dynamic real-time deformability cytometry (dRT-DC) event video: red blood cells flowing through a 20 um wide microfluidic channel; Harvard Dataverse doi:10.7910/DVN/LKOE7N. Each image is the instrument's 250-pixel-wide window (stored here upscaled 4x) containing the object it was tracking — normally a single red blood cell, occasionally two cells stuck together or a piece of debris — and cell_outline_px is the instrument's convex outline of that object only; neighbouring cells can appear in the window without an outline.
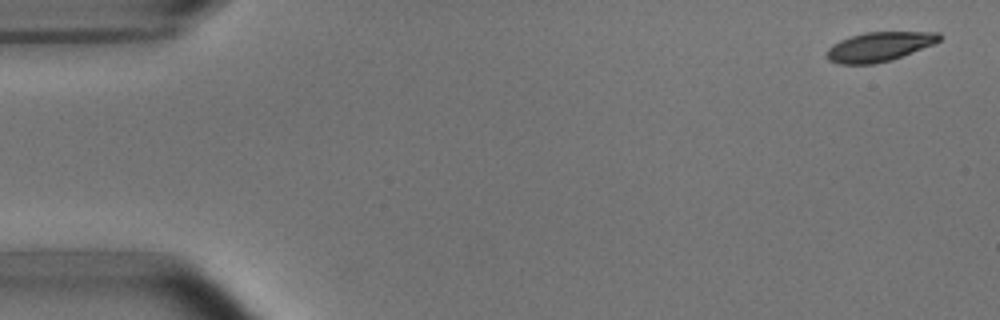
{"species": "common noctule bat (a hibernating species)", "species_latin": "Nyctalus noctula", "temperature_condition": "room temperature", "stored_images_in_passage": 6, "camera_frame_rate_fps": 3000, "um_per_image_px": 0.085, "animal": {"sex": "male", "body_mass_g": 15.6}, "frame": {"image": 1, "passage_image": 1, "time_ms": 0.0, "image_size_px": [1000, 320], "cell_outline_px": [[940, 40], [932, 44], [892, 60], [872, 64], [840, 64], [828, 60], [828, 48], [832, 44], [840, 40], [864, 32], [940, 32]], "centroid_in_image_um": [74.71, 3.97], "position_along_channel_um": 10.3, "area_um2": 19.02}}
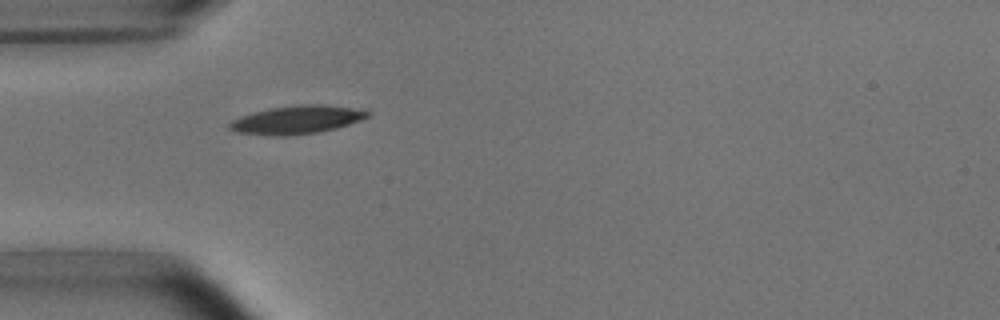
{"frame": {"image": 2, "passage_image": 5, "time_ms": 4.667, "image_size_px": [1000, 320], "cell_outline_px": [[372, 116], [336, 128], [320, 132], [288, 136], [276, 136], [236, 132], [228, 128], [228, 124], [232, 120], [240, 116], [252, 112], [272, 108], [300, 104], [324, 104], [352, 108], [372, 112]], "centroid_in_image_um": [25.23, 10.18], "position_along_channel_um": 59.8, "area_um2": 22.83}}